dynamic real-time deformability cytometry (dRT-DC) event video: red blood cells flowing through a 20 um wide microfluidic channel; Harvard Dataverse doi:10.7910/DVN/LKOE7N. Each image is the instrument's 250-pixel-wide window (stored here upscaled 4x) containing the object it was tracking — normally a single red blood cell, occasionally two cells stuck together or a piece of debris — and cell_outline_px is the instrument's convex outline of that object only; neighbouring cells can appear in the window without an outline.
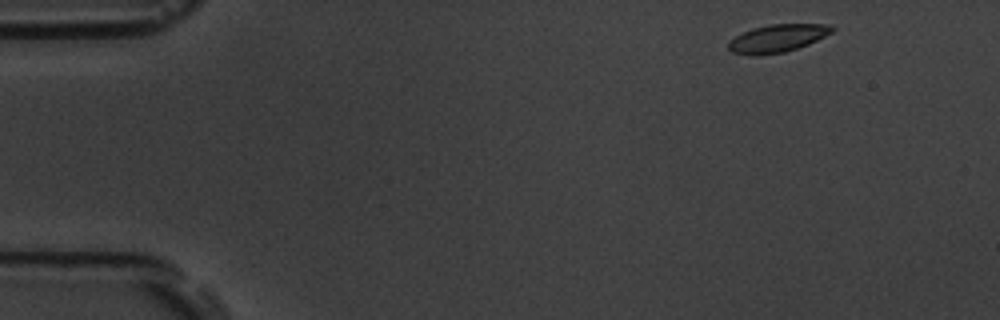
{"species": "common noctule bat (a hibernating species)", "species_latin": "Nyctalus noctula", "temperature_condition": "room temperature", "stored_images_in_passage": 53, "camera_frame_rate_fps": 3000, "um_per_image_px": 0.085, "animal": {"sex": "male", "body_mass_g": 19.5, "forearm_length_mm": 54.6}, "frame": {"image": 1, "passage_image": 2, "time_ms": 0.333, "image_size_px": [1000, 320], "cell_outline_px": [[836, 28], [832, 32], [808, 44], [784, 52], [756, 56], [752, 56], [732, 52], [728, 48], [728, 40], [752, 28], [772, 24], [828, 24]], "centroid_in_image_um": [66.05, 3.26], "position_along_channel_um": 18.9, "area_um2": 16.7}}
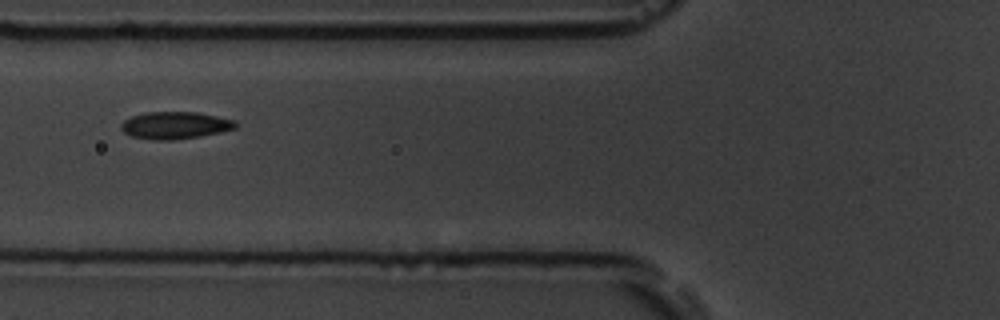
{"frame": {"image": 2, "passage_image": 18, "time_ms": 5.667, "image_size_px": [1000, 320], "cell_outline_px": [[236, 128], [220, 132], [200, 136], [172, 140], [152, 140], [132, 136], [124, 132], [120, 128], [120, 124], [124, 120], [132, 116], [144, 112], [196, 112], [236, 120]], "centroid_in_image_um": [14.86, 10.65], "position_along_channel_um": 110.9, "area_um2": 18.15}}
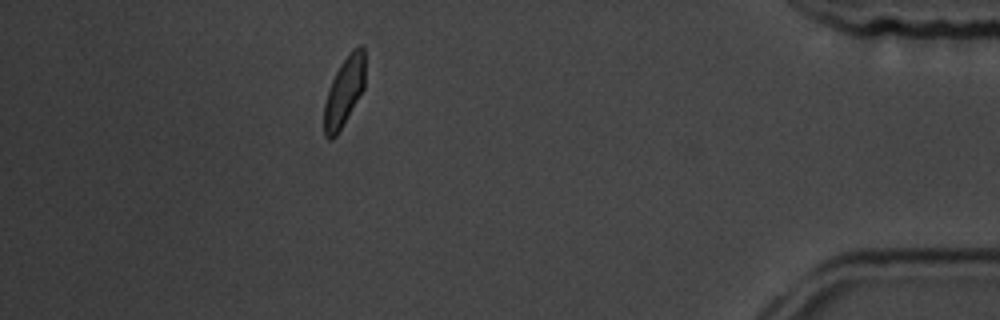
{"frame": {"image": 3, "passage_image": 47, "time_ms": 15.333, "image_size_px": [1000, 320], "cell_outline_px": [[364, 88], [336, 136], [332, 140], [328, 140], [324, 136], [324, 104], [328, 88], [340, 64], [352, 48], [360, 44], [364, 48]], "centroid_in_image_um": [29.23, 7.78], "position_along_channel_um": 406.0, "area_um2": 16.47}, "authors_computed_cell_mechanics": {"area_um2": 17.34, "velocity_mm_per_s": 3.5629, "shape_relaxation_time_tau1_ms": 3.2, "shape_relaxation_time_tau2_ms": 1.2653, "deformation_change_tau1": 0.1215, "deformation_change_tau2": 0.0562}}